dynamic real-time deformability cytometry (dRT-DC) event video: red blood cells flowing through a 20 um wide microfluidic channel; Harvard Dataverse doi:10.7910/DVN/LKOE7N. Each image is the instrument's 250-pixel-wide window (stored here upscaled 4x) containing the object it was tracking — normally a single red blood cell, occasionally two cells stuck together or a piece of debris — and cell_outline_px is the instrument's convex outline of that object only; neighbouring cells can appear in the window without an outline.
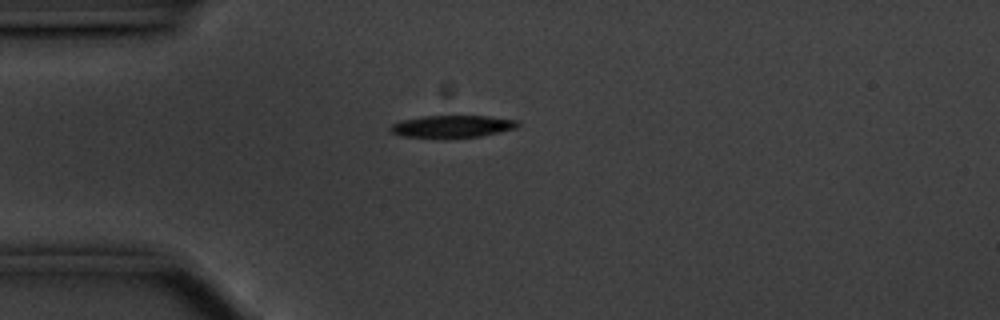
{"species": "common noctule bat (a hibernating species)", "species_latin": "Nyctalus noctula", "temperature_condition": "cold", "stored_images_in_passage": 35, "camera_frame_rate_fps": 3000, "um_per_image_px": 0.085, "animal": {"sex": "male", "body_mass_g": 20.1, "forearm_length_mm": 53.5}, "frame": {"image": 1, "passage_image": 1, "time_ms": 0.0, "image_size_px": [1000, 320], "cell_outline_px": [[520, 124], [516, 128], [480, 136], [444, 140], [404, 136], [392, 132], [388, 128], [392, 124], [404, 120], [424, 116], [488, 116], [516, 120]], "centroid_in_image_um": [38.42, 10.78], "position_along_channel_um": 46.6, "area_um2": 16.82}}
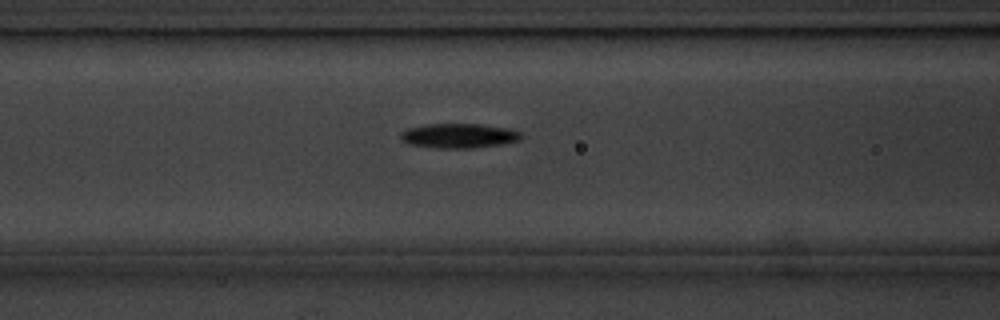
{"frame": {"image": 2, "passage_image": 9, "time_ms": 2.667, "image_size_px": [1000, 320], "cell_outline_px": [[520, 140], [500, 144], [472, 148], [440, 148], [408, 144], [400, 140], [400, 132], [408, 128], [424, 124], [480, 124], [508, 128], [520, 132]], "centroid_in_image_um": [38.94, 11.53], "position_along_channel_um": 127.7, "area_um2": 17.22}}
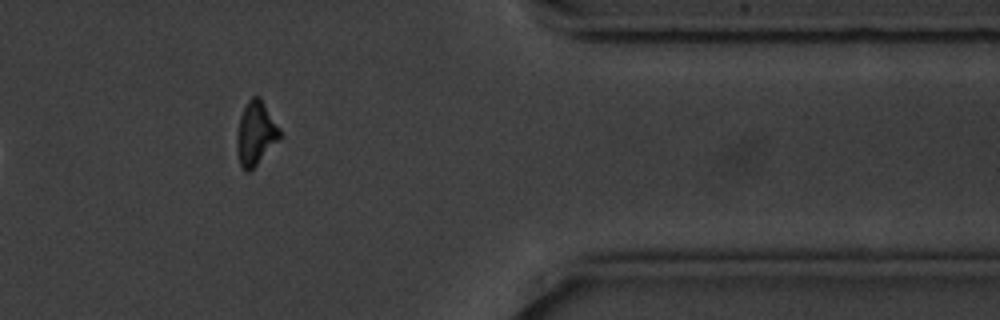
{"frame": {"image": 3, "passage_image": 33, "time_ms": 10.667, "image_size_px": [1000, 320], "cell_outline_px": [[280, 140], [248, 172], [240, 164], [236, 148], [236, 136], [240, 116], [248, 100], [252, 96], [260, 96], [280, 128]], "centroid_in_image_um": [21.74, 11.3], "position_along_channel_um": 389.7, "area_um2": 15.84}, "authors_computed_cell_mechanics": {"area_um2": 16.8776, "velocity_mm_per_s": 3.5408, "shape_relaxation_time_tau1_ms": 2.6185, "shape_relaxation_time_tau2_ms": null, "deformation_change_tau1": 0.1444, "deformation_change_tau2": null}}